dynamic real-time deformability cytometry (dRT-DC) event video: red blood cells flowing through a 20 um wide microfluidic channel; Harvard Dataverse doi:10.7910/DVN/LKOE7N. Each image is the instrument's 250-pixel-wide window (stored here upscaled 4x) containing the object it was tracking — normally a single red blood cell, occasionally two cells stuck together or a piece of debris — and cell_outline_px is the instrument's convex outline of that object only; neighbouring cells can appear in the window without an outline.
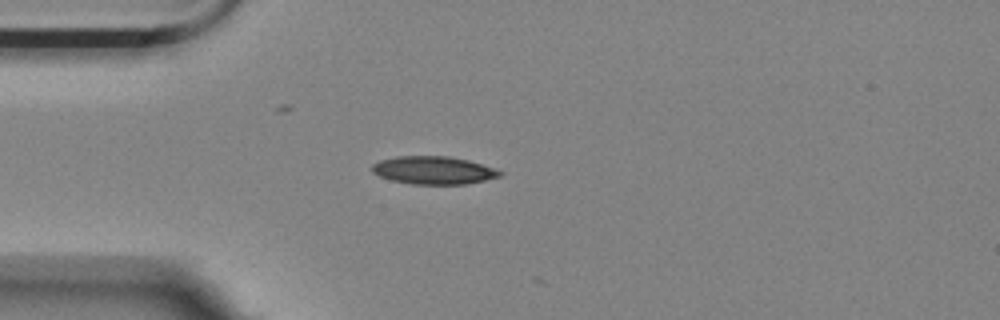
{"species": "Egyptian fruit bat (a non-hibernating species)", "species_latin": "Rousettus aegyptiacus", "temperature_condition": "room temperature", "stored_images_in_passage": 2, "camera_frame_rate_fps": 3000, "um_per_image_px": 0.085, "animal": {"sex": "female"}, "frame": {"image": 1, "passage_image": 1, "time_ms": 0.0, "image_size_px": [1000, 320], "cell_outline_px": [[504, 172], [500, 176], [484, 180], [464, 184], [412, 184], [392, 180], [380, 176], [372, 172], [372, 164], [380, 160], [396, 156], [448, 156], [468, 160]], "centroid_in_image_um": [36.82, 14.47], "position_along_channel_um": 48.2, "area_um2": 20.58}}